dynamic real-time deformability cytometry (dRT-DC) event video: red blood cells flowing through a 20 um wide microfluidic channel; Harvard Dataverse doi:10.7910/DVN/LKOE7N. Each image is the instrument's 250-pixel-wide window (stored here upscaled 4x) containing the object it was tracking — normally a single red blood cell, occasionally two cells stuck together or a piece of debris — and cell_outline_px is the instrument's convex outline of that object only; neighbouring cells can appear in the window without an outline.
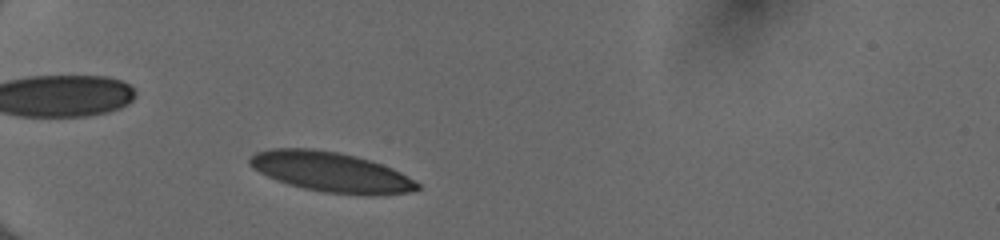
{"species": "human", "species_latin": "Homo sapiens", "temperature_condition": "cold", "stored_images_in_passage": 36, "camera_frame_rate_fps": 3000, "um_per_image_px": 0.085, "donor": {"sex": "female"}, "frame": {"image": 1, "passage_image": 4, "time_ms": 1.0, "image_size_px": [1000, 240], "cell_outline_px": [[420, 188], [412, 192], [372, 196], [364, 196], [324, 192], [304, 188], [288, 184], [276, 180], [252, 168], [248, 164], [248, 156], [256, 152], [268, 148], [312, 148], [336, 152], [356, 156], [372, 160], [392, 168], [416, 180], [420, 184]], "centroid_in_image_um": [28.14, 14.62], "position_along_channel_um": 56.9, "area_um2": 39.54}}
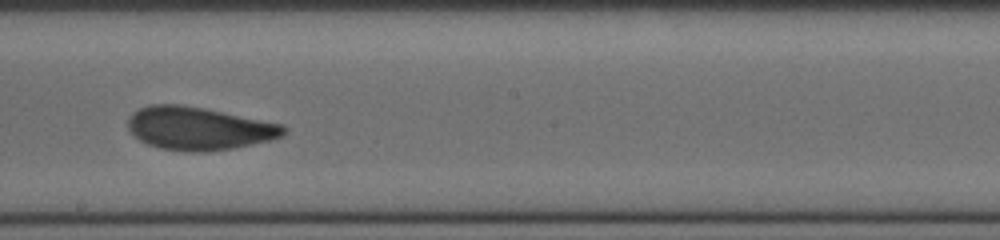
{"frame": {"image": 2, "passage_image": 19, "time_ms": 6.0, "image_size_px": [1000, 240], "cell_outline_px": [[288, 132], [284, 136], [272, 140], [236, 148], [204, 152], [184, 152], [160, 148], [148, 144], [140, 140], [128, 128], [128, 116], [132, 112], [148, 104], [180, 104], [204, 108], [284, 124], [288, 128]], "centroid_in_image_um": [16.95, 10.92], "position_along_channel_um": 231.3, "area_um2": 39.54}}
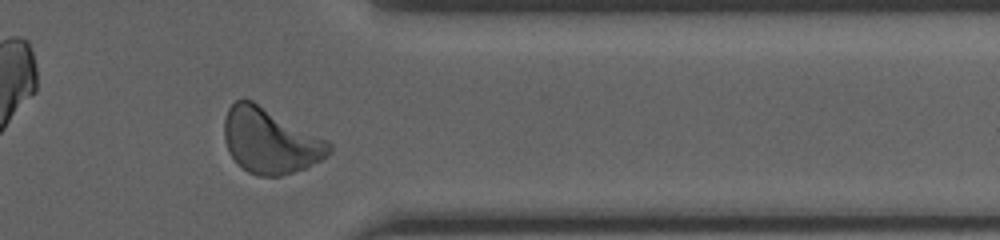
{"frame": {"image": 3, "passage_image": 31, "time_ms": 10.0, "image_size_px": [1000, 240], "cell_outline_px": [[332, 152], [328, 156], [304, 168], [280, 176], [256, 176], [248, 172], [228, 152], [224, 140], [224, 120], [228, 108], [236, 100], [252, 100], [328, 140], [332, 144]], "centroid_in_image_um": [22.97, 11.97], "position_along_channel_um": 388.4, "area_um2": 39.71}, "authors_computed_cell_mechanics": {"area_um2": 38.6393, "velocity_mm_per_s": 4.0039, "shape_relaxation_time_tau1_ms": 5.4272, "shape_relaxation_time_tau2_ms": 1.0904, "deformation_change_tau1": 0.1481, "deformation_change_tau2": 0.0595}}